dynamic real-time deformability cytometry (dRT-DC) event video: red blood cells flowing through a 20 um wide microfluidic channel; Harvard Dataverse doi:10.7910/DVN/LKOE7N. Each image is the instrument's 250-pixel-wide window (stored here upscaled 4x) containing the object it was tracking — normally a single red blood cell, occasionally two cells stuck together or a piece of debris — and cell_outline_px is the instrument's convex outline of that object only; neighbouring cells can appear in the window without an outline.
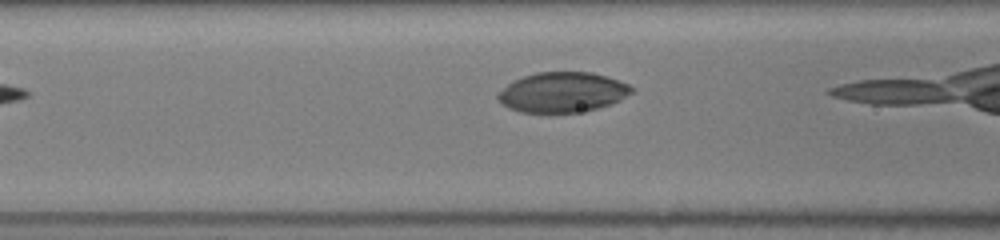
{"species": "common noctule bat (a hibernating species)", "species_latin": "Nyctalus noctula", "temperature_condition": "room temperature", "stored_images_in_passage": 9, "camera_frame_rate_fps": 3000, "um_per_image_px": 0.085, "animal": {"sex": "female", "body_mass_g": 19.5, "forearm_length_mm": 54.1}, "frame": {"image": 1, "passage_image": 4, "time_ms": 1.0, "image_size_px": [1000, 240], "cell_outline_px": [[636, 88], [632, 92], [620, 100], [612, 104], [600, 108], [552, 116], [540, 116], [520, 112], [508, 108], [496, 96], [508, 84], [524, 76], [536, 72], [592, 72], [628, 84]], "centroid_in_image_um": [47.8, 7.9], "position_along_channel_um": 118.8, "area_um2": 31.91}}
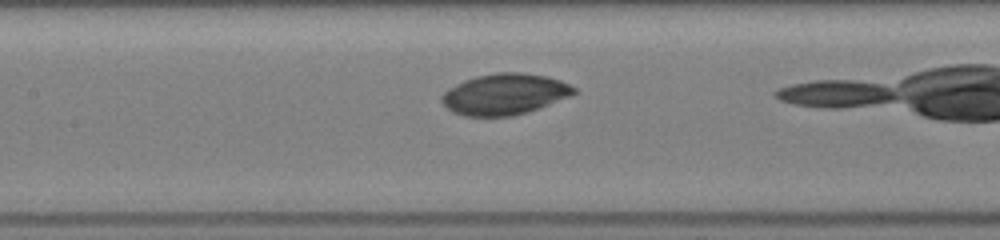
{"frame": {"image": 2, "passage_image": 7, "time_ms": 2.0, "image_size_px": [1000, 240], "cell_outline_px": [[576, 92], [572, 96], [540, 108], [528, 112], [512, 116], [464, 116], [452, 112], [440, 100], [440, 96], [448, 88], [464, 80], [476, 76], [496, 72], [520, 72], [548, 76], [560, 80], [576, 88]], "centroid_in_image_um": [42.9, 8.0], "position_along_channel_um": 164.5, "area_um2": 31.91}}